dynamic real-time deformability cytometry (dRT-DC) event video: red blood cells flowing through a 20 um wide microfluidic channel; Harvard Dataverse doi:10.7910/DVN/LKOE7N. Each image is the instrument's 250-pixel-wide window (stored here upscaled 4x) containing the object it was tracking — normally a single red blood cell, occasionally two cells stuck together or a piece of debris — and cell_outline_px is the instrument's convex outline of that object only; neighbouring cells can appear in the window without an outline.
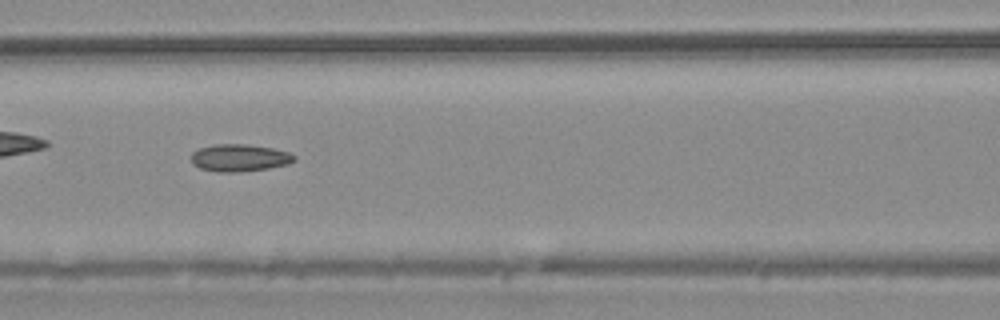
{"species": "common noctule bat (a hibernating species)", "species_latin": "Nyctalus noctula", "temperature_condition": "warm", "stored_images_in_passage": 55, "camera_frame_rate_fps": 3000, "um_per_image_px": 0.085, "animal": {"sex": "male", "body_mass_g": 20.4}, "frame": {"image": 1, "passage_image": 24, "time_ms": 7.667, "image_size_px": [1000, 320], "cell_outline_px": [[296, 160], [288, 164], [268, 168], [236, 172], [220, 172], [200, 168], [192, 164], [192, 152], [200, 148], [216, 144], [244, 144], [272, 148], [288, 152], [296, 156]], "centroid_in_image_um": [20.36, 13.41], "position_along_channel_um": 146.2, "area_um2": 16.24}, "authors_computed_cell_mechanics": {"area_um2": 16.1262, "velocity_mm_per_s": 3.7331, "shape_relaxation_time_tau1_ms": null, "shape_relaxation_time_tau2_ms": 9.115, "deformation_change_tau1": null, "deformation_change_tau2": 0.1628}}